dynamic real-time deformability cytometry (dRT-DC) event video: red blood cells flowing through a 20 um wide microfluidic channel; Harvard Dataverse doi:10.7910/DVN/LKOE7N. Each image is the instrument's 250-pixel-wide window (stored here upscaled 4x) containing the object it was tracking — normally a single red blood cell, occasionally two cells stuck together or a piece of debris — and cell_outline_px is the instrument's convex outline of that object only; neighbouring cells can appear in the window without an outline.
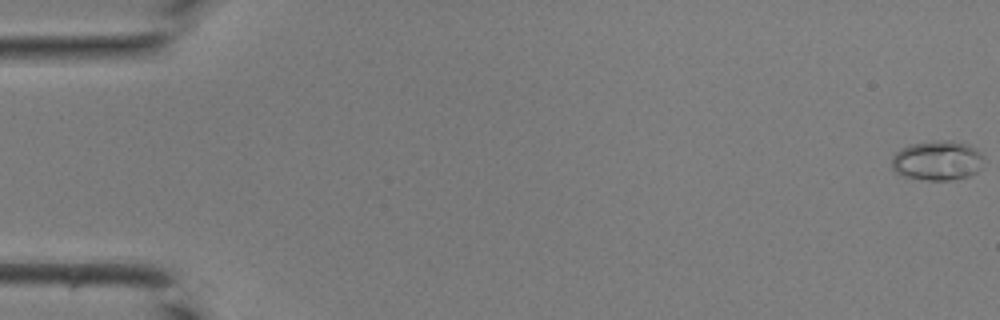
{"species": "common noctule bat (a hibernating species)", "species_latin": "Nyctalus noctula", "temperature_condition": "room temperature", "stored_images_in_passage": 43, "camera_frame_rate_fps": 3000, "um_per_image_px": 0.085, "animal": {"sex": "male", "body_mass_g": 19.0, "forearm_length_mm": 50.8}, "frame": {"image": 1, "passage_image": 1, "time_ms": 0.0, "image_size_px": [1000, 320], "cell_outline_px": [[984, 156], [980, 168], [976, 172], [968, 176], [948, 180], [924, 180], [904, 176], [896, 172], [892, 168], [892, 156], [900, 148], [912, 144], [936, 140], [952, 140], [968, 144]], "centroid_in_image_um": [79.66, 13.64], "position_along_channel_um": 5.3, "area_um2": 21.27}}
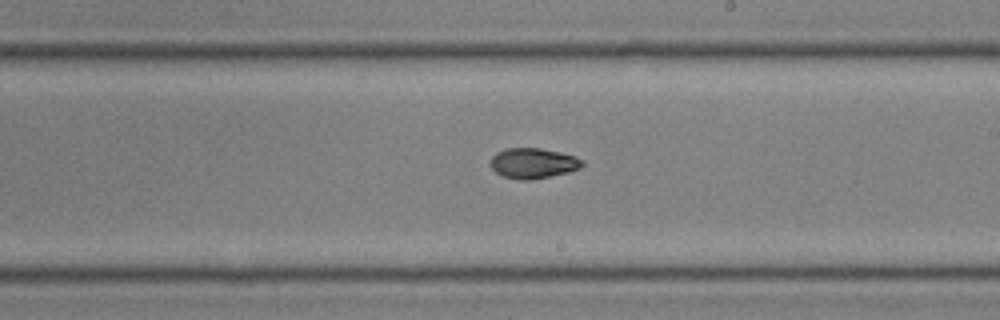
{"frame": {"image": 2, "passage_image": 26, "time_ms": 8.333, "image_size_px": [1000, 320], "cell_outline_px": [[584, 164], [580, 168], [568, 172], [532, 180], [520, 180], [504, 176], [496, 172], [492, 168], [492, 156], [496, 152], [508, 148], [540, 148], [560, 152], [576, 156], [584, 160]], "centroid_in_image_um": [45.35, 13.87], "position_along_channel_um": 243.6, "area_um2": 16.18}}
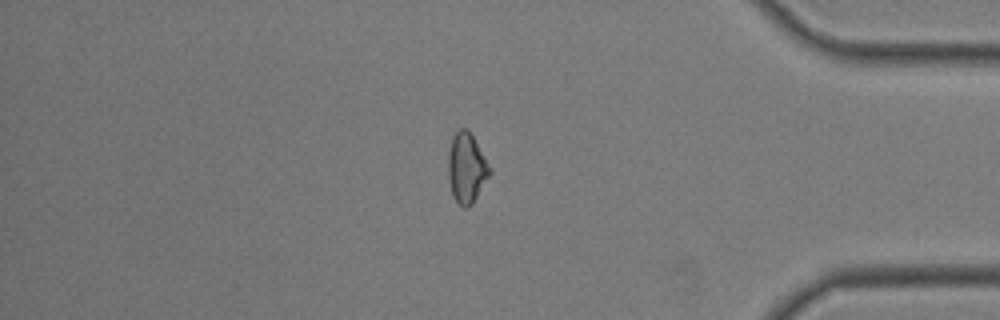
{"frame": {"image": 3, "passage_image": 37, "time_ms": 12.0, "image_size_px": [1000, 320], "cell_outline_px": [[492, 172], [472, 204], [468, 208], [464, 208], [452, 196], [448, 180], [448, 152], [452, 136], [460, 128], [468, 128], [492, 168]], "centroid_in_image_um": [39.66, 14.27], "position_along_channel_um": 395.5, "area_um2": 17.22}}